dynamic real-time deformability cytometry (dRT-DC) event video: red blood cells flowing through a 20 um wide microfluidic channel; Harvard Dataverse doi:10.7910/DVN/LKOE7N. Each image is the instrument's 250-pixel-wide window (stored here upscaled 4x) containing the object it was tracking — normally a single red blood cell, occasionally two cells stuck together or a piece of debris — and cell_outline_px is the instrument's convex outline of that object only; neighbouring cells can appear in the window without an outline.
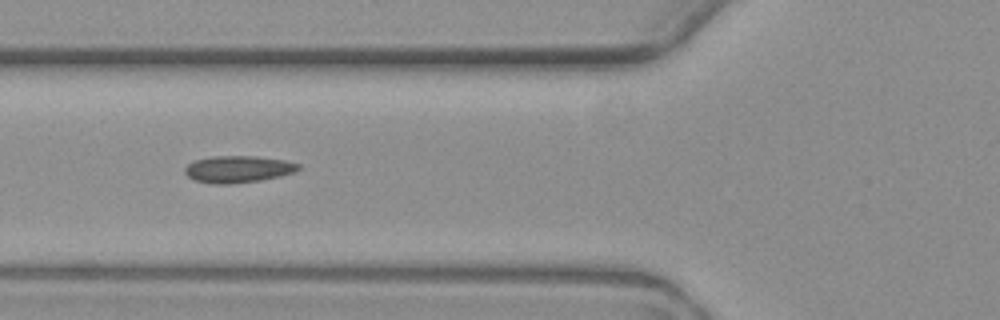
{"species": "common noctule bat (a hibernating species)", "species_latin": "Nyctalus noctula", "temperature_condition": "warm", "stored_images_in_passage": 7, "camera_frame_rate_fps": 3000, "um_per_image_px": 0.085, "animal": {"sex": "female", "body_mass_g": 19.3, "forearm_length_mm": 54.1}, "frame": {"image": 1, "passage_image": 6, "time_ms": 6.333, "image_size_px": [1000, 320], "cell_outline_px": [[300, 168], [292, 172], [280, 176], [260, 180], [228, 184], [212, 184], [196, 180], [188, 176], [184, 172], [184, 168], [188, 164], [196, 160], [212, 156], [256, 156], [284, 160], [300, 164]], "centroid_in_image_um": [20.22, 14.37], "position_along_channel_um": 105.6, "area_um2": 17.63}}
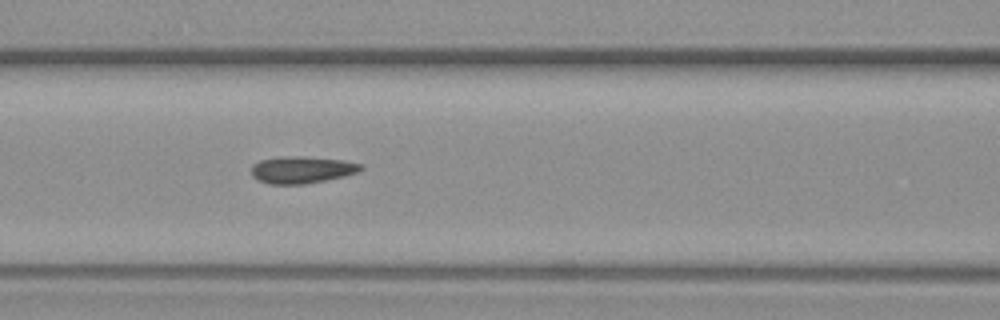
{"frame": {"image": 2, "passage_image": 7, "time_ms": 7.333, "image_size_px": [1000, 320], "cell_outline_px": [[364, 168], [356, 172], [344, 176], [304, 184], [268, 184], [256, 180], [252, 176], [252, 164], [260, 160], [284, 156], [300, 156], [344, 160], [364, 164]], "centroid_in_image_um": [25.64, 14.43], "position_along_channel_um": 141.0, "area_um2": 17.28}}